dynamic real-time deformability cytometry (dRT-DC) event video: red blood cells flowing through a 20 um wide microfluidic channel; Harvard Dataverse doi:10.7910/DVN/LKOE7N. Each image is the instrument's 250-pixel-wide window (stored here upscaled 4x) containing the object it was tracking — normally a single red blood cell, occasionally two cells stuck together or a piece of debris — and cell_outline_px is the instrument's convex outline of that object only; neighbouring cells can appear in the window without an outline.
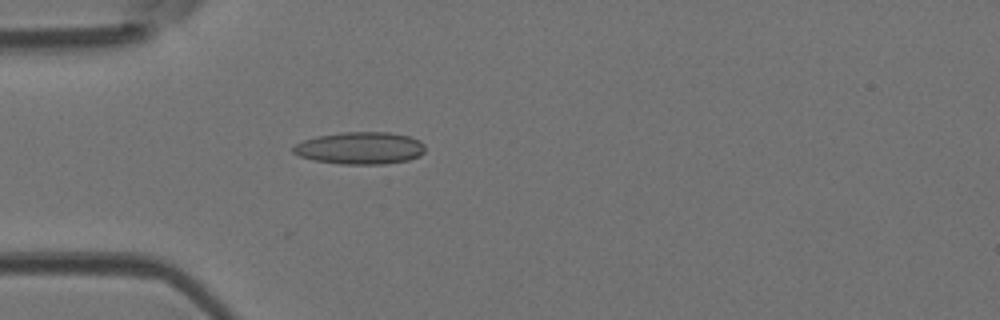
{"species": "Egyptian fruit bat (a non-hibernating species)", "species_latin": "Rousettus aegyptiacus", "temperature_condition": "room temperature", "stored_images_in_passage": 1, "camera_frame_rate_fps": 3000, "um_per_image_px": 0.085, "animal": {"sex": "female"}, "frame": {"image": 1, "passage_image": 1, "time_ms": 0.0, "image_size_px": [1000, 320], "cell_outline_px": [[424, 152], [420, 156], [408, 160], [384, 164], [340, 164], [312, 160], [300, 156], [292, 152], [292, 148], [296, 144], [304, 140], [316, 136], [340, 132], [388, 132], [408, 136], [420, 140], [424, 144]], "centroid_in_image_um": [30.61, 12.59], "position_along_channel_um": 54.4, "area_um2": 24.91}}